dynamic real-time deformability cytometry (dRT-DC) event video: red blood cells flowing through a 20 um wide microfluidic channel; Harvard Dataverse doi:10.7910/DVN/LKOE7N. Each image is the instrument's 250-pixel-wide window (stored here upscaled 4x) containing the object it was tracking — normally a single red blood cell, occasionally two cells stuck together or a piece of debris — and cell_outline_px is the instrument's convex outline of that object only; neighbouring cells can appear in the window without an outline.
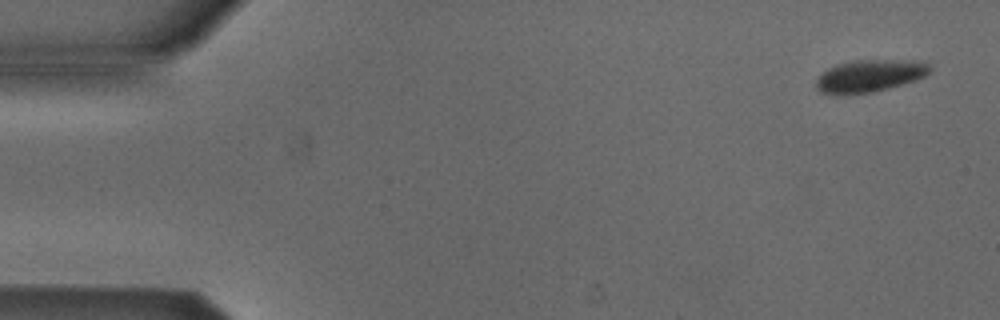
{"species": "Egyptian fruit bat (a non-hibernating species)", "species_latin": "Rousettus aegyptiacus", "temperature_condition": "cold", "stored_images_in_passage": 6, "camera_frame_rate_fps": 3000, "um_per_image_px": 0.085, "animal": {"sex": "male"}, "frame": {"image": 1, "passage_image": 1, "time_ms": 0.0, "image_size_px": [1000, 320], "cell_outline_px": [[932, 72], [916, 80], [888, 88], [872, 92], [844, 96], [836, 96], [820, 92], [816, 88], [816, 80], [828, 68], [836, 64], [856, 60], [928, 60], [932, 64]], "centroid_in_image_um": [73.97, 6.45], "position_along_channel_um": 11.0, "area_um2": 22.02}}
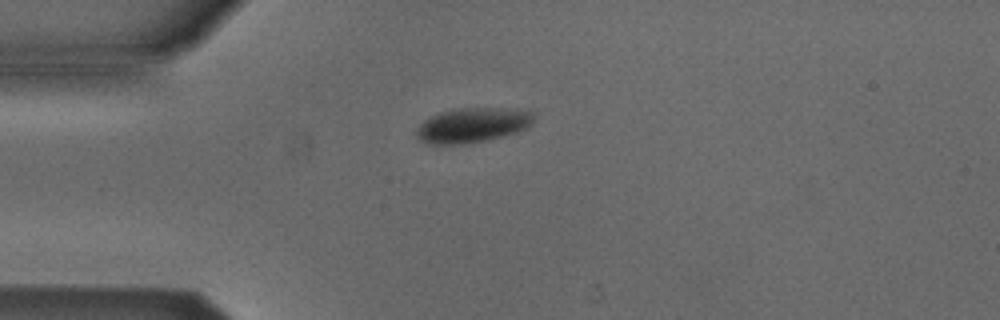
{"frame": {"image": 2, "passage_image": 4, "time_ms": 1.0, "image_size_px": [1000, 320], "cell_outline_px": [[536, 116], [532, 124], [516, 132], [488, 140], [460, 144], [428, 144], [420, 140], [416, 136], [416, 128], [428, 116], [452, 108], [500, 108], [532, 112]], "centroid_in_image_um": [40.11, 10.63], "position_along_channel_um": 44.9, "area_um2": 23.81}}
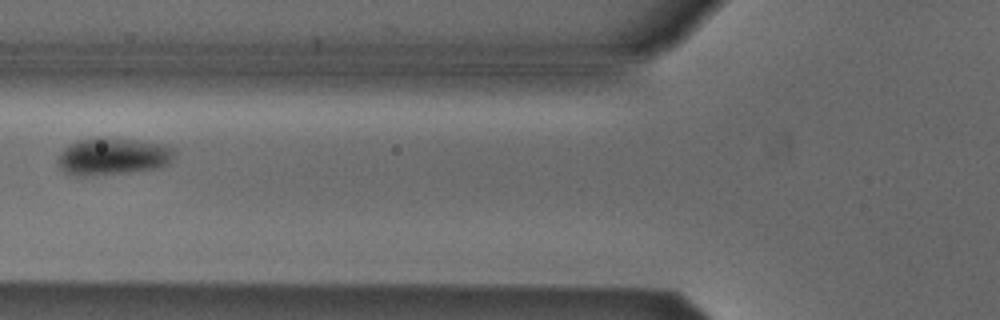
{"frame": {"image": 3, "passage_image": 6, "time_ms": 1.667, "image_size_px": [1000, 320], "cell_outline_px": [[176, 152], [172, 160], [168, 164], [160, 168], [128, 172], [84, 176], [76, 176], [64, 172], [56, 160], [60, 152], [68, 144], [76, 140], [96, 136], [104, 136], [136, 140], [164, 144], [176, 148]], "centroid_in_image_um": [9.59, 13.27], "position_along_channel_um": 116.2, "area_um2": 25.89}}